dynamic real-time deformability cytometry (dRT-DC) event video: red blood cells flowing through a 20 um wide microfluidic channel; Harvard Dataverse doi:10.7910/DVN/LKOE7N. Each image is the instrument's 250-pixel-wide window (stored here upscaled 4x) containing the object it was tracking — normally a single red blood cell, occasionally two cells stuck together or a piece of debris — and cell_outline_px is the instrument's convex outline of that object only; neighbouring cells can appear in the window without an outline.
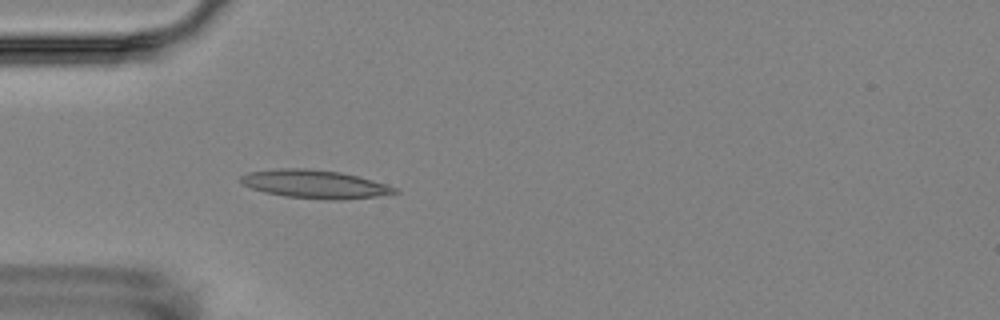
{"species": "Egyptian fruit bat (a non-hibernating species)", "species_latin": "Rousettus aegyptiacus", "temperature_condition": "room temperature", "stored_images_in_passage": 3, "camera_frame_rate_fps": 3000, "um_per_image_px": 0.085, "animal": {"sex": "female"}, "frame": {"image": 1, "passage_image": 3, "time_ms": 3.333, "image_size_px": [1000, 320], "cell_outline_px": [[400, 192], [376, 196], [344, 200], [328, 200], [284, 196], [264, 192], [240, 184], [240, 176], [252, 172], [280, 168], [304, 168], [340, 172], [372, 180], [396, 188]], "centroid_in_image_um": [26.74, 15.66], "position_along_channel_um": 58.3, "area_um2": 25.2}}